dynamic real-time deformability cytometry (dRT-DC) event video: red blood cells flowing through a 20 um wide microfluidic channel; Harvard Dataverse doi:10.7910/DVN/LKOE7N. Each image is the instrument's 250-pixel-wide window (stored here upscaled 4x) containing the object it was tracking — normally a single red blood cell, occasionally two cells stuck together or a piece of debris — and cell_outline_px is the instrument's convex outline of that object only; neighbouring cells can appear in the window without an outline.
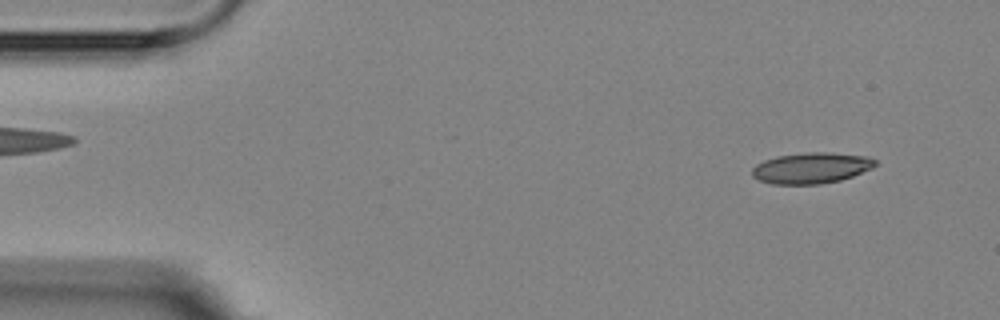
{"species": "Egyptian fruit bat (a non-hibernating species)", "species_latin": "Rousettus aegyptiacus", "temperature_condition": "room temperature", "stored_images_in_passage": 5, "segment_of_instrument_passage": [1, 2], "camera_frame_rate_fps": 3000, "um_per_image_px": 0.085, "animal": {"sex": "female"}, "frame": {"image": 1, "passage_image": 1, "time_ms": 0.0, "image_size_px": [1000, 320], "cell_outline_px": [[876, 164], [872, 168], [852, 176], [840, 180], [820, 184], [772, 184], [760, 180], [752, 176], [752, 168], [756, 164], [764, 160], [776, 156], [808, 152], [832, 152], [868, 156], [876, 160]], "centroid_in_image_um": [68.96, 14.27], "position_along_channel_um": 16.0, "area_um2": 22.25}}
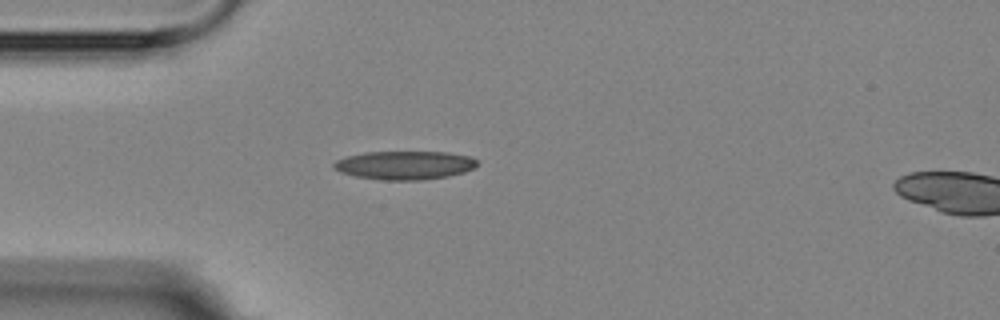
{"frame": {"image": 2, "passage_image": 4, "time_ms": 3.333, "image_size_px": [1000, 320], "cell_outline_px": [[480, 164], [464, 172], [448, 176], [420, 180], [384, 180], [356, 176], [340, 172], [332, 168], [332, 164], [336, 160], [344, 156], [364, 152], [448, 152], [472, 156]], "centroid_in_image_um": [34.38, 14.03], "position_along_channel_um": 50.6, "area_um2": 24.04}}